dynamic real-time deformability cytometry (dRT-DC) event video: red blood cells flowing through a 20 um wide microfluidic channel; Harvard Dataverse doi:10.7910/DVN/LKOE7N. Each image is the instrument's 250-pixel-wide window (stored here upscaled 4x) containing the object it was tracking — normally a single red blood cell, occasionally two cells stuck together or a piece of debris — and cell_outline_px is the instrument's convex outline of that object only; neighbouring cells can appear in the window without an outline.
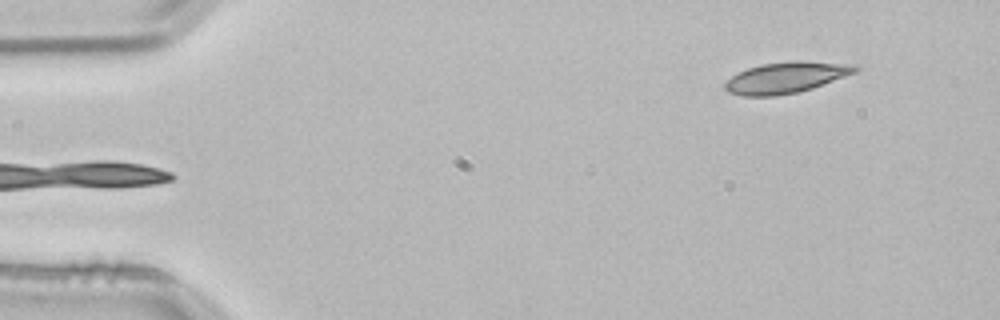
{"species": "common noctule bat (a hibernating species)", "species_latin": "Nyctalus noctula", "temperature_condition": "room temperature", "stored_images_in_passage": 4, "segment_of_instrument_passage": [2, 2], "camera_frame_rate_fps": 3000, "um_per_image_px": 0.085, "animal": {"sex": "male", "body_mass_g": 21.5, "forearm_length_mm": 52.0}, "frame": {"image": 1, "passage_image": 4, "time_ms": 1.0, "image_size_px": [1000, 320], "cell_outline_px": [[860, 68], [856, 72], [812, 88], [796, 92], [776, 96], [744, 96], [728, 92], [724, 88], [724, 84], [732, 76], [748, 68], [760, 64], [796, 60], [800, 60], [856, 64]], "centroid_in_image_um": [66.83, 6.58], "position_along_channel_um": 18.2, "area_um2": 23.58}}